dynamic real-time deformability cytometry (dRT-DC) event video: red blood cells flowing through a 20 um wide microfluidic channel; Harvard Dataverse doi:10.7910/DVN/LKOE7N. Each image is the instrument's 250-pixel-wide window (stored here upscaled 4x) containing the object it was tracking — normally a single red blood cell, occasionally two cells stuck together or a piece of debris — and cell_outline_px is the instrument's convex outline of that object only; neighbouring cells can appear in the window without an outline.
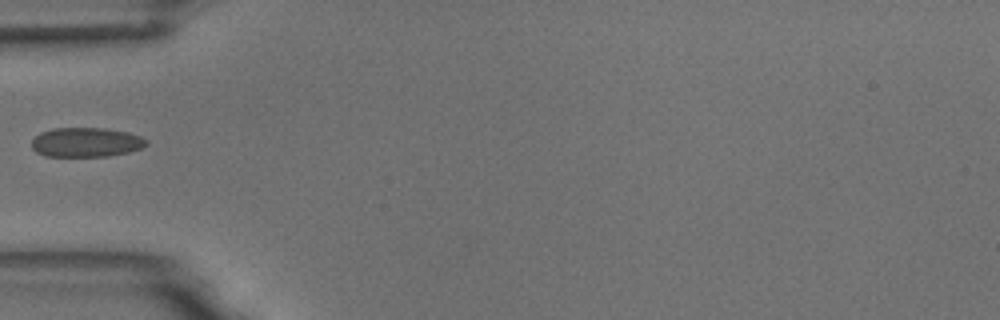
{"species": "common noctule bat (a hibernating species)", "species_latin": "Nyctalus noctula", "temperature_condition": "room temperature", "stored_images_in_passage": 2, "camera_frame_rate_fps": 3000, "um_per_image_px": 0.085, "animal": {"sex": "male", "body_mass_g": 18.8}, "frame": {"image": 1, "passage_image": 1, "time_ms": 0.0, "image_size_px": [1000, 320], "cell_outline_px": [[148, 144], [140, 148], [128, 152], [108, 156], [44, 156], [36, 152], [32, 148], [32, 140], [40, 132], [52, 128], [104, 128], [128, 132], [140, 136], [148, 140]], "centroid_in_image_um": [7.31, 12.09], "position_along_channel_um": 77.7, "area_um2": 19.71}}